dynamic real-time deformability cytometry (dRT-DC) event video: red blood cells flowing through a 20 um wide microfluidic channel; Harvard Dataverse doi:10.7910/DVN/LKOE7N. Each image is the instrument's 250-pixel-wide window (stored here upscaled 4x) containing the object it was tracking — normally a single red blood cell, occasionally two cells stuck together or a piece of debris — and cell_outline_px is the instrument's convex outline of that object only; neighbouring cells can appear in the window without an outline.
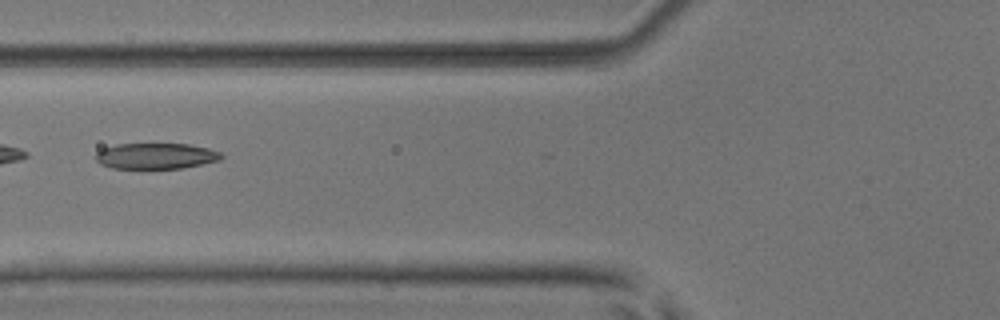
{"species": "common noctule bat (a hibernating species)", "species_latin": "Nyctalus noctula", "temperature_condition": "room temperature", "stored_images_in_passage": 7, "camera_frame_rate_fps": 3000, "um_per_image_px": 0.085, "animal": {"sex": "male", "body_mass_g": 17.9, "forearm_length_mm": 54.2}, "frame": {"image": 1, "passage_image": 6, "time_ms": 1.667, "image_size_px": [1000, 320], "cell_outline_px": [[224, 156], [220, 160], [180, 168], [112, 168], [100, 164], [96, 160], [96, 152], [104, 148], [116, 144], [188, 144], [208, 148], [220, 152]], "centroid_in_image_um": [13.24, 13.25], "position_along_channel_um": 112.6, "area_um2": 18.79}}
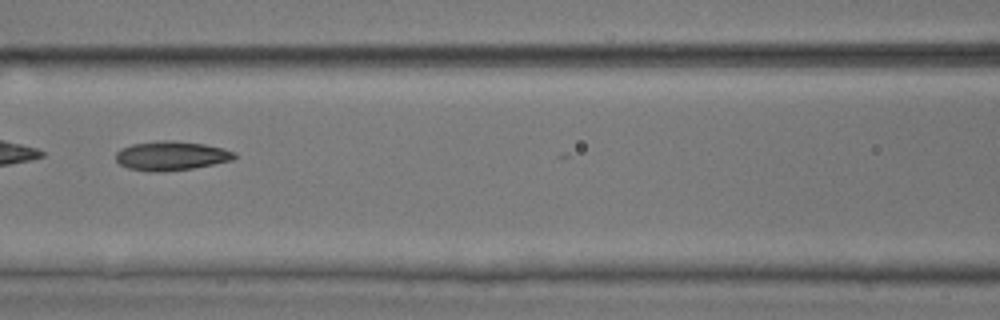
{"frame": {"image": 2, "passage_image": 7, "time_ms": 2.0, "image_size_px": [1000, 320], "cell_outline_px": [[236, 156], [232, 160], [192, 168], [156, 172], [148, 172], [128, 168], [120, 164], [116, 160], [116, 152], [120, 148], [132, 144], [160, 140], [172, 140], [204, 144], [224, 148], [236, 152]], "centroid_in_image_um": [14.53, 13.23], "position_along_channel_um": 152.1, "area_um2": 20.17}}